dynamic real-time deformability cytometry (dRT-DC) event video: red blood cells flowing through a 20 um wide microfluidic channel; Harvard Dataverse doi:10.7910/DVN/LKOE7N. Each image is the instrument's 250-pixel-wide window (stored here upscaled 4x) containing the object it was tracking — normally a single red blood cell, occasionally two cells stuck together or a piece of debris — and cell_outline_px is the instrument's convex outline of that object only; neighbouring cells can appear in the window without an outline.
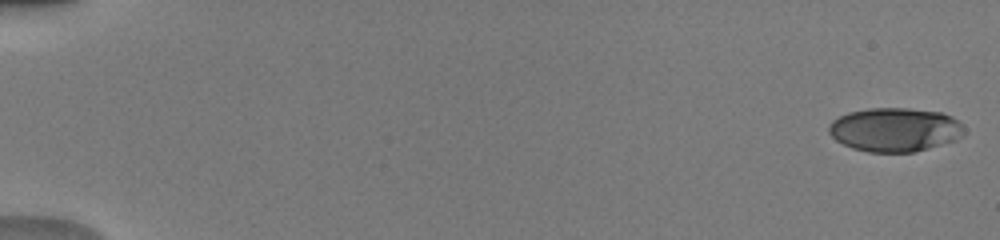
{"species": "human", "species_latin": "Homo sapiens", "temperature_condition": "warm", "stored_images_in_passage": 51, "camera_frame_rate_fps": 3000, "um_per_image_px": 0.085, "donor": {"sex": "male"}, "frame": {"image": 1, "passage_image": 1, "time_ms": 0.0, "image_size_px": [1000, 240], "cell_outline_px": [[964, 132], [956, 140], [928, 148], [912, 152], [868, 152], [852, 148], [836, 140], [828, 132], [828, 124], [832, 120], [848, 112], [868, 108], [908, 108], [940, 112], [952, 116], [964, 128]], "centroid_in_image_um": [76.03, 11.01], "position_along_channel_um": 9.0, "area_um2": 34.56}}
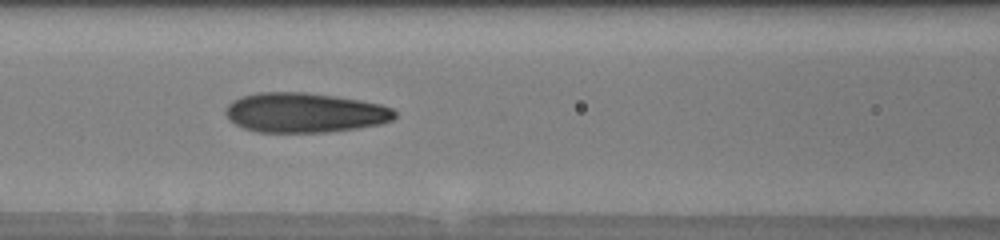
{"frame": {"image": 2, "passage_image": 24, "time_ms": 7.667, "image_size_px": [1000, 240], "cell_outline_px": [[396, 116], [392, 120], [384, 124], [356, 128], [324, 132], [256, 132], [244, 128], [228, 120], [224, 112], [224, 108], [232, 100], [240, 96], [256, 92], [304, 92], [336, 96], [360, 100], [380, 104], [392, 108], [396, 112]], "centroid_in_image_um": [25.87, 9.57], "position_along_channel_um": 140.7, "area_um2": 39.54}}
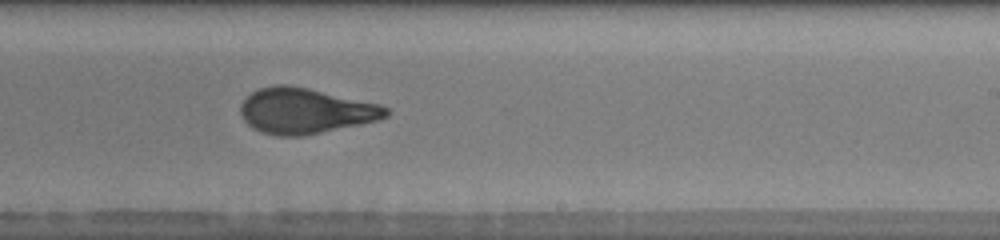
{"frame": {"image": 3, "passage_image": 33, "time_ms": 10.667, "image_size_px": [1000, 240], "cell_outline_px": [[388, 116], [380, 120], [304, 136], [276, 136], [260, 132], [252, 128], [244, 120], [240, 112], [240, 104], [252, 92], [260, 88], [276, 84], [288, 84], [308, 88], [380, 104], [388, 108]], "centroid_in_image_um": [25.94, 9.43], "position_along_channel_um": 263.1, "area_um2": 38.73}, "authors_computed_cell_mechanics": {"area_um2": 37.281, "velocity_mm_per_s": 4.0909, "shape_relaxation_time_tau1_ms": 8.4701, "shape_relaxation_time_tau2_ms": 1.008, "deformation_change_tau1": 0.3099, "deformation_change_tau2": 0.0886}}